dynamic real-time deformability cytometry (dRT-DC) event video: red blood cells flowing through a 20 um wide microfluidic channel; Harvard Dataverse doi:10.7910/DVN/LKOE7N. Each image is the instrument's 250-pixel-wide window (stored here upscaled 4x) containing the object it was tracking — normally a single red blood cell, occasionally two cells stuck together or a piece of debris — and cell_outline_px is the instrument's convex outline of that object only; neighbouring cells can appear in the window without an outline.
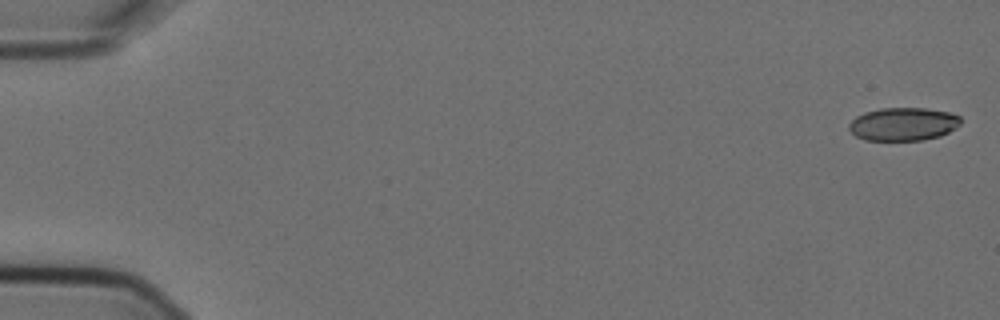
{"species": "Egyptian fruit bat (a non-hibernating species)", "species_latin": "Rousettus aegyptiacus", "temperature_condition": "cold", "stored_images_in_passage": 2, "camera_frame_rate_fps": 3000, "um_per_image_px": 0.085, "animal": {"sex": "female"}, "frame": {"image": 1, "passage_image": 1, "time_ms": 0.0, "image_size_px": [1000, 320], "cell_outline_px": [[960, 124], [956, 128], [940, 136], [924, 140], [864, 140], [856, 136], [848, 128], [848, 124], [856, 116], [864, 112], [880, 108], [924, 108], [948, 112], [960, 116]], "centroid_in_image_um": [76.76, 10.55], "position_along_channel_um": 8.2, "area_um2": 21.62}}